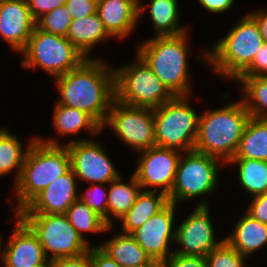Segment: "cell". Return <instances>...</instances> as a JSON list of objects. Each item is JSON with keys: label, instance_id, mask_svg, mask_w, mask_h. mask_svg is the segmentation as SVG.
<instances>
[{"label": "cell", "instance_id": "cell-1", "mask_svg": "<svg viewBox=\"0 0 267 267\" xmlns=\"http://www.w3.org/2000/svg\"><path fill=\"white\" fill-rule=\"evenodd\" d=\"M100 58L85 59L77 68L54 78L56 103L82 110L102 127L115 99L114 68Z\"/></svg>", "mask_w": 267, "mask_h": 267}, {"label": "cell", "instance_id": "cell-2", "mask_svg": "<svg viewBox=\"0 0 267 267\" xmlns=\"http://www.w3.org/2000/svg\"><path fill=\"white\" fill-rule=\"evenodd\" d=\"M242 99L199 116L194 150L227 163L235 156L245 126L250 119Z\"/></svg>", "mask_w": 267, "mask_h": 267}, {"label": "cell", "instance_id": "cell-3", "mask_svg": "<svg viewBox=\"0 0 267 267\" xmlns=\"http://www.w3.org/2000/svg\"><path fill=\"white\" fill-rule=\"evenodd\" d=\"M71 168L66 145H48L36 138L26 153L21 176L14 188L18 197L15 215L37 194Z\"/></svg>", "mask_w": 267, "mask_h": 267}, {"label": "cell", "instance_id": "cell-4", "mask_svg": "<svg viewBox=\"0 0 267 267\" xmlns=\"http://www.w3.org/2000/svg\"><path fill=\"white\" fill-rule=\"evenodd\" d=\"M188 31L177 36H153L139 44L137 54L175 96H190Z\"/></svg>", "mask_w": 267, "mask_h": 267}, {"label": "cell", "instance_id": "cell-5", "mask_svg": "<svg viewBox=\"0 0 267 267\" xmlns=\"http://www.w3.org/2000/svg\"><path fill=\"white\" fill-rule=\"evenodd\" d=\"M218 41L202 56L212 71L233 81L252 63L264 43L259 26L249 13Z\"/></svg>", "mask_w": 267, "mask_h": 267}, {"label": "cell", "instance_id": "cell-6", "mask_svg": "<svg viewBox=\"0 0 267 267\" xmlns=\"http://www.w3.org/2000/svg\"><path fill=\"white\" fill-rule=\"evenodd\" d=\"M134 63L114 68L115 99L134 107L155 109L175 95L136 54Z\"/></svg>", "mask_w": 267, "mask_h": 267}, {"label": "cell", "instance_id": "cell-7", "mask_svg": "<svg viewBox=\"0 0 267 267\" xmlns=\"http://www.w3.org/2000/svg\"><path fill=\"white\" fill-rule=\"evenodd\" d=\"M191 96H175L153 109L156 146L181 152L194 150L199 116L190 106Z\"/></svg>", "mask_w": 267, "mask_h": 267}, {"label": "cell", "instance_id": "cell-8", "mask_svg": "<svg viewBox=\"0 0 267 267\" xmlns=\"http://www.w3.org/2000/svg\"><path fill=\"white\" fill-rule=\"evenodd\" d=\"M22 68L39 67L53 78L77 68L86 57L66 38L35 27L20 52Z\"/></svg>", "mask_w": 267, "mask_h": 267}, {"label": "cell", "instance_id": "cell-9", "mask_svg": "<svg viewBox=\"0 0 267 267\" xmlns=\"http://www.w3.org/2000/svg\"><path fill=\"white\" fill-rule=\"evenodd\" d=\"M16 215L37 235L50 262L81 255L91 247V244H88L69 223L65 214Z\"/></svg>", "mask_w": 267, "mask_h": 267}, {"label": "cell", "instance_id": "cell-10", "mask_svg": "<svg viewBox=\"0 0 267 267\" xmlns=\"http://www.w3.org/2000/svg\"><path fill=\"white\" fill-rule=\"evenodd\" d=\"M220 161L196 150L182 152L174 184L168 195L169 202L177 205L187 199L213 193L218 185Z\"/></svg>", "mask_w": 267, "mask_h": 267}, {"label": "cell", "instance_id": "cell-11", "mask_svg": "<svg viewBox=\"0 0 267 267\" xmlns=\"http://www.w3.org/2000/svg\"><path fill=\"white\" fill-rule=\"evenodd\" d=\"M107 126L136 152L156 145L151 108L129 106L114 99L102 130Z\"/></svg>", "mask_w": 267, "mask_h": 267}, {"label": "cell", "instance_id": "cell-12", "mask_svg": "<svg viewBox=\"0 0 267 267\" xmlns=\"http://www.w3.org/2000/svg\"><path fill=\"white\" fill-rule=\"evenodd\" d=\"M41 142L48 145H66L70 153L71 168L77 179L90 184H109L121 174L112 163L102 144L88 139L72 140L69 143L60 144L57 139H43Z\"/></svg>", "mask_w": 267, "mask_h": 267}, {"label": "cell", "instance_id": "cell-13", "mask_svg": "<svg viewBox=\"0 0 267 267\" xmlns=\"http://www.w3.org/2000/svg\"><path fill=\"white\" fill-rule=\"evenodd\" d=\"M207 200L197 202V207L175 229V240L179 246L174 253L184 256L205 257L211 250L220 246L225 238L218 241ZM216 238V239H215Z\"/></svg>", "mask_w": 267, "mask_h": 267}, {"label": "cell", "instance_id": "cell-14", "mask_svg": "<svg viewBox=\"0 0 267 267\" xmlns=\"http://www.w3.org/2000/svg\"><path fill=\"white\" fill-rule=\"evenodd\" d=\"M139 161L134 176L147 191H160L167 196L171 193L182 152L153 146L138 153ZM153 187V189H151Z\"/></svg>", "mask_w": 267, "mask_h": 267}, {"label": "cell", "instance_id": "cell-15", "mask_svg": "<svg viewBox=\"0 0 267 267\" xmlns=\"http://www.w3.org/2000/svg\"><path fill=\"white\" fill-rule=\"evenodd\" d=\"M175 205L168 203L157 214L150 217L131 235L154 261L164 262L173 253L169 249L171 241L175 240L174 219ZM170 242V243H169Z\"/></svg>", "mask_w": 267, "mask_h": 267}, {"label": "cell", "instance_id": "cell-16", "mask_svg": "<svg viewBox=\"0 0 267 267\" xmlns=\"http://www.w3.org/2000/svg\"><path fill=\"white\" fill-rule=\"evenodd\" d=\"M9 240L2 251L4 267H49L50 261L37 235L18 216Z\"/></svg>", "mask_w": 267, "mask_h": 267}, {"label": "cell", "instance_id": "cell-17", "mask_svg": "<svg viewBox=\"0 0 267 267\" xmlns=\"http://www.w3.org/2000/svg\"><path fill=\"white\" fill-rule=\"evenodd\" d=\"M72 168L37 194L17 214H65L78 199L77 179Z\"/></svg>", "mask_w": 267, "mask_h": 267}, {"label": "cell", "instance_id": "cell-18", "mask_svg": "<svg viewBox=\"0 0 267 267\" xmlns=\"http://www.w3.org/2000/svg\"><path fill=\"white\" fill-rule=\"evenodd\" d=\"M35 27L27 0H0V37L12 50L20 53Z\"/></svg>", "mask_w": 267, "mask_h": 267}, {"label": "cell", "instance_id": "cell-19", "mask_svg": "<svg viewBox=\"0 0 267 267\" xmlns=\"http://www.w3.org/2000/svg\"><path fill=\"white\" fill-rule=\"evenodd\" d=\"M97 14L112 38L129 37L138 23V7L133 0H98Z\"/></svg>", "mask_w": 267, "mask_h": 267}, {"label": "cell", "instance_id": "cell-20", "mask_svg": "<svg viewBox=\"0 0 267 267\" xmlns=\"http://www.w3.org/2000/svg\"><path fill=\"white\" fill-rule=\"evenodd\" d=\"M233 232L225 241L240 254L249 257L265 247L267 243V224L253 219L245 213L233 226Z\"/></svg>", "mask_w": 267, "mask_h": 267}, {"label": "cell", "instance_id": "cell-21", "mask_svg": "<svg viewBox=\"0 0 267 267\" xmlns=\"http://www.w3.org/2000/svg\"><path fill=\"white\" fill-rule=\"evenodd\" d=\"M168 203V196L165 193L142 190L136 202L119 219L122 222V233L131 234L150 217L162 210Z\"/></svg>", "mask_w": 267, "mask_h": 267}, {"label": "cell", "instance_id": "cell-22", "mask_svg": "<svg viewBox=\"0 0 267 267\" xmlns=\"http://www.w3.org/2000/svg\"><path fill=\"white\" fill-rule=\"evenodd\" d=\"M109 36L112 37L96 13L73 20L66 38L88 59L92 48Z\"/></svg>", "mask_w": 267, "mask_h": 267}, {"label": "cell", "instance_id": "cell-23", "mask_svg": "<svg viewBox=\"0 0 267 267\" xmlns=\"http://www.w3.org/2000/svg\"><path fill=\"white\" fill-rule=\"evenodd\" d=\"M98 246L122 267H144L153 261L131 234L118 233Z\"/></svg>", "mask_w": 267, "mask_h": 267}, {"label": "cell", "instance_id": "cell-24", "mask_svg": "<svg viewBox=\"0 0 267 267\" xmlns=\"http://www.w3.org/2000/svg\"><path fill=\"white\" fill-rule=\"evenodd\" d=\"M232 159L267 161V119L250 117Z\"/></svg>", "mask_w": 267, "mask_h": 267}, {"label": "cell", "instance_id": "cell-25", "mask_svg": "<svg viewBox=\"0 0 267 267\" xmlns=\"http://www.w3.org/2000/svg\"><path fill=\"white\" fill-rule=\"evenodd\" d=\"M53 111L55 131L62 137L77 134L82 129L88 130V133L93 135L100 134L99 132L103 131L102 126L82 110L56 103Z\"/></svg>", "mask_w": 267, "mask_h": 267}, {"label": "cell", "instance_id": "cell-26", "mask_svg": "<svg viewBox=\"0 0 267 267\" xmlns=\"http://www.w3.org/2000/svg\"><path fill=\"white\" fill-rule=\"evenodd\" d=\"M121 175L109 183L108 190V226H113L111 215L120 219L125 215L136 202L142 187L134 174L130 177L129 183L122 181Z\"/></svg>", "mask_w": 267, "mask_h": 267}, {"label": "cell", "instance_id": "cell-27", "mask_svg": "<svg viewBox=\"0 0 267 267\" xmlns=\"http://www.w3.org/2000/svg\"><path fill=\"white\" fill-rule=\"evenodd\" d=\"M154 36H177L188 31L179 25L178 0H148Z\"/></svg>", "mask_w": 267, "mask_h": 267}, {"label": "cell", "instance_id": "cell-28", "mask_svg": "<svg viewBox=\"0 0 267 267\" xmlns=\"http://www.w3.org/2000/svg\"><path fill=\"white\" fill-rule=\"evenodd\" d=\"M36 138L33 137L23 150V145L15 134H11L6 128H0V177L15 169V184L18 182L26 153Z\"/></svg>", "mask_w": 267, "mask_h": 267}, {"label": "cell", "instance_id": "cell-29", "mask_svg": "<svg viewBox=\"0 0 267 267\" xmlns=\"http://www.w3.org/2000/svg\"><path fill=\"white\" fill-rule=\"evenodd\" d=\"M228 163L238 165L239 184L252 197L267 192V161L231 159Z\"/></svg>", "mask_w": 267, "mask_h": 267}, {"label": "cell", "instance_id": "cell-30", "mask_svg": "<svg viewBox=\"0 0 267 267\" xmlns=\"http://www.w3.org/2000/svg\"><path fill=\"white\" fill-rule=\"evenodd\" d=\"M234 82L242 86V101L249 115L267 119V76L237 77Z\"/></svg>", "mask_w": 267, "mask_h": 267}, {"label": "cell", "instance_id": "cell-31", "mask_svg": "<svg viewBox=\"0 0 267 267\" xmlns=\"http://www.w3.org/2000/svg\"><path fill=\"white\" fill-rule=\"evenodd\" d=\"M65 215L69 223L88 244L89 242L84 238L83 232L98 234L113 229V226H108L101 216L78 199L68 208Z\"/></svg>", "mask_w": 267, "mask_h": 267}, {"label": "cell", "instance_id": "cell-32", "mask_svg": "<svg viewBox=\"0 0 267 267\" xmlns=\"http://www.w3.org/2000/svg\"><path fill=\"white\" fill-rule=\"evenodd\" d=\"M72 21L73 19L68 9L65 5H62L38 18L36 27L47 33L66 37Z\"/></svg>", "mask_w": 267, "mask_h": 267}, {"label": "cell", "instance_id": "cell-33", "mask_svg": "<svg viewBox=\"0 0 267 267\" xmlns=\"http://www.w3.org/2000/svg\"><path fill=\"white\" fill-rule=\"evenodd\" d=\"M205 257L208 267H249L245 265L247 257L232 248L226 241L211 250Z\"/></svg>", "mask_w": 267, "mask_h": 267}, {"label": "cell", "instance_id": "cell-34", "mask_svg": "<svg viewBox=\"0 0 267 267\" xmlns=\"http://www.w3.org/2000/svg\"><path fill=\"white\" fill-rule=\"evenodd\" d=\"M104 185L91 184L85 193H80L81 195L78 196V200L84 202L95 211L108 225V191H105Z\"/></svg>", "mask_w": 267, "mask_h": 267}, {"label": "cell", "instance_id": "cell-35", "mask_svg": "<svg viewBox=\"0 0 267 267\" xmlns=\"http://www.w3.org/2000/svg\"><path fill=\"white\" fill-rule=\"evenodd\" d=\"M267 76V43L254 55L252 63L238 77Z\"/></svg>", "mask_w": 267, "mask_h": 267}, {"label": "cell", "instance_id": "cell-36", "mask_svg": "<svg viewBox=\"0 0 267 267\" xmlns=\"http://www.w3.org/2000/svg\"><path fill=\"white\" fill-rule=\"evenodd\" d=\"M98 0H66L65 6L73 20L97 13Z\"/></svg>", "mask_w": 267, "mask_h": 267}, {"label": "cell", "instance_id": "cell-37", "mask_svg": "<svg viewBox=\"0 0 267 267\" xmlns=\"http://www.w3.org/2000/svg\"><path fill=\"white\" fill-rule=\"evenodd\" d=\"M165 267H208L206 257L184 256L173 253L163 262Z\"/></svg>", "mask_w": 267, "mask_h": 267}, {"label": "cell", "instance_id": "cell-38", "mask_svg": "<svg viewBox=\"0 0 267 267\" xmlns=\"http://www.w3.org/2000/svg\"><path fill=\"white\" fill-rule=\"evenodd\" d=\"M27 3L32 17L37 20L43 14L65 5L66 0H27Z\"/></svg>", "mask_w": 267, "mask_h": 267}, {"label": "cell", "instance_id": "cell-39", "mask_svg": "<svg viewBox=\"0 0 267 267\" xmlns=\"http://www.w3.org/2000/svg\"><path fill=\"white\" fill-rule=\"evenodd\" d=\"M246 213L253 219L267 224V192L252 198Z\"/></svg>", "mask_w": 267, "mask_h": 267}, {"label": "cell", "instance_id": "cell-40", "mask_svg": "<svg viewBox=\"0 0 267 267\" xmlns=\"http://www.w3.org/2000/svg\"><path fill=\"white\" fill-rule=\"evenodd\" d=\"M89 257L91 267H122L98 245L89 248Z\"/></svg>", "mask_w": 267, "mask_h": 267}, {"label": "cell", "instance_id": "cell-41", "mask_svg": "<svg viewBox=\"0 0 267 267\" xmlns=\"http://www.w3.org/2000/svg\"><path fill=\"white\" fill-rule=\"evenodd\" d=\"M49 267H91L89 251L78 256L53 260Z\"/></svg>", "mask_w": 267, "mask_h": 267}, {"label": "cell", "instance_id": "cell-42", "mask_svg": "<svg viewBox=\"0 0 267 267\" xmlns=\"http://www.w3.org/2000/svg\"><path fill=\"white\" fill-rule=\"evenodd\" d=\"M200 5L211 13H222L229 10L235 0H197Z\"/></svg>", "mask_w": 267, "mask_h": 267}, {"label": "cell", "instance_id": "cell-43", "mask_svg": "<svg viewBox=\"0 0 267 267\" xmlns=\"http://www.w3.org/2000/svg\"><path fill=\"white\" fill-rule=\"evenodd\" d=\"M260 9L249 13L257 22L264 42L267 43V10Z\"/></svg>", "mask_w": 267, "mask_h": 267}, {"label": "cell", "instance_id": "cell-44", "mask_svg": "<svg viewBox=\"0 0 267 267\" xmlns=\"http://www.w3.org/2000/svg\"><path fill=\"white\" fill-rule=\"evenodd\" d=\"M133 2L138 7V18L142 17L141 15L145 11V7L143 5L141 6V0H133Z\"/></svg>", "mask_w": 267, "mask_h": 267}, {"label": "cell", "instance_id": "cell-45", "mask_svg": "<svg viewBox=\"0 0 267 267\" xmlns=\"http://www.w3.org/2000/svg\"><path fill=\"white\" fill-rule=\"evenodd\" d=\"M144 267H165V266L163 262L153 260L149 265H146Z\"/></svg>", "mask_w": 267, "mask_h": 267}, {"label": "cell", "instance_id": "cell-46", "mask_svg": "<svg viewBox=\"0 0 267 267\" xmlns=\"http://www.w3.org/2000/svg\"><path fill=\"white\" fill-rule=\"evenodd\" d=\"M3 245H2V239L0 240V264H2L1 262H2V251H1V249L3 248L2 247Z\"/></svg>", "mask_w": 267, "mask_h": 267}]
</instances>
